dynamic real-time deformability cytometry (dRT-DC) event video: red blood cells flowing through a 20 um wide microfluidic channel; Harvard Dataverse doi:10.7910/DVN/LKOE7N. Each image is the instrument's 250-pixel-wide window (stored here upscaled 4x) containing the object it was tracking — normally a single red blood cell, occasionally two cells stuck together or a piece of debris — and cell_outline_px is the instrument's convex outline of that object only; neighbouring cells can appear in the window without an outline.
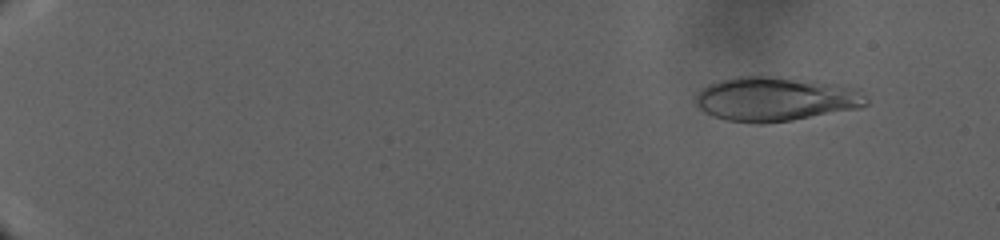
{"species": "human", "species_latin": "Homo sapiens", "temperature_condition": "warm", "stored_images_in_passage": 71, "camera_frame_rate_fps": 3000, "um_per_image_px": 0.085, "donor": {"sex": "male"}, "frame": {"image": 1, "passage_image": 5, "time_ms": 0.667, "image_size_px": [1000, 240], "cell_outline_px": [[868, 104], [860, 108], [792, 120], [760, 124], [756, 124], [724, 120], [712, 116], [704, 112], [696, 104], [696, 96], [708, 84], [720, 80], [736, 76], [772, 76], [816, 80], [844, 84], [860, 88], [868, 100]], "centroid_in_image_um": [65.99, 8.4], "position_along_channel_um": 19.0, "area_um2": 44.74}}
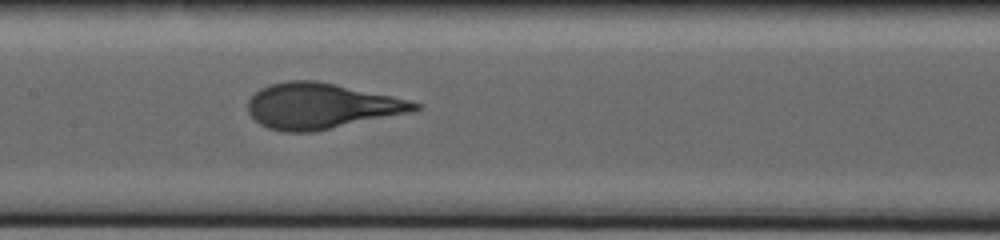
{"frame": {"image": 2, "passage_image": 45, "time_ms": 21.0, "image_size_px": [1000, 240], "cell_outline_px": [[424, 108], [412, 112], [312, 132], [284, 132], [268, 128], [260, 124], [248, 112], [248, 100], [260, 88], [268, 84], [288, 80], [316, 80], [336, 84], [392, 96], [424, 104]], "centroid_in_image_um": [27.31, 9.0], "position_along_channel_um": 180.1, "area_um2": 44.39}}
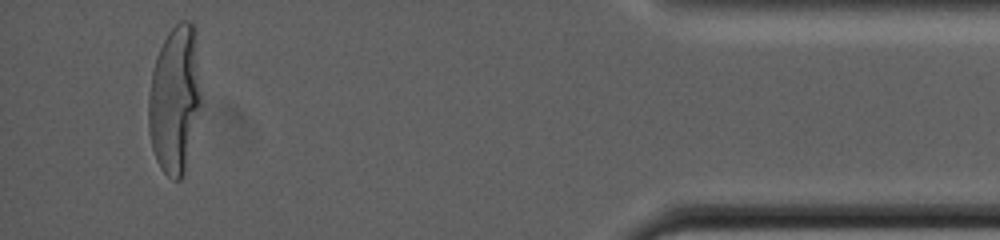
{"frame": {"image": 3, "passage_image": 66, "time_ms": 38.0, "image_size_px": [1000, 240], "cell_outline_px": [[200, 104], [184, 172], [180, 180], [172, 180], [160, 168], [156, 160], [152, 148], [148, 128], [148, 96], [152, 72], [156, 56], [168, 32], [180, 20], [192, 20], [196, 28], [200, 92]], "centroid_in_image_um": [14.84, 8.4], "position_along_channel_um": 420.4, "area_um2": 45.2}}